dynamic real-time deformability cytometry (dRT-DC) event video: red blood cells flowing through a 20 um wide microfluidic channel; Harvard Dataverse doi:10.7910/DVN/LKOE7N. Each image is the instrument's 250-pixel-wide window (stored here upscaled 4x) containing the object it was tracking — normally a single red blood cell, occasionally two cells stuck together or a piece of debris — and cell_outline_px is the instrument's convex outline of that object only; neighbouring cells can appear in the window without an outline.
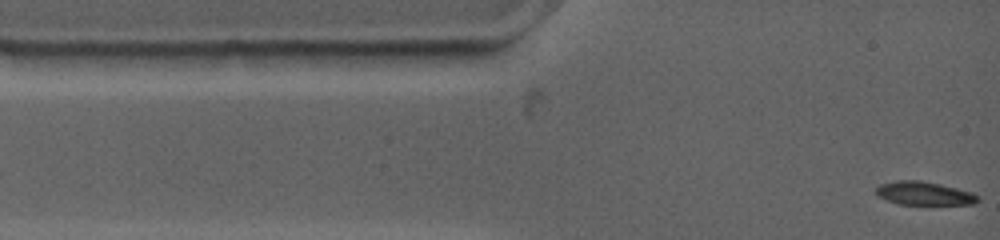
{"species": "common noctule bat (a hibernating species)", "species_latin": "Nyctalus noctula", "temperature_condition": "warm", "stored_images_in_passage": 6, "camera_frame_rate_fps": 4500, "um_per_image_px": 0.085, "animal": {"sex": "female", "body_mass_g": 19.0, "forearm_length_mm": 53.3}, "frame": {"image": 1, "passage_image": 1, "time_ms": 0.0, "image_size_px": [1000, 240], "cell_outline_px": [[980, 200], [976, 204], [900, 204], [876, 196], [876, 188], [880, 184], [896, 180], [920, 180], [940, 184], [972, 192], [980, 196]], "centroid_in_image_um": [78.57, 16.43], "position_along_channel_um": 6.4, "area_um2": 13.93}}
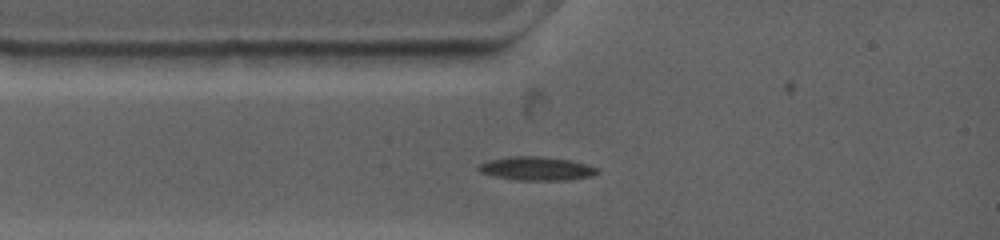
{"frame": {"image": 2, "passage_image": 4, "time_ms": 2.0, "image_size_px": [1000, 240], "cell_outline_px": [[600, 172], [592, 176], [564, 180], [512, 180], [480, 172], [476, 168], [480, 164], [488, 160], [508, 156], [540, 156], [572, 160], [588, 164], [600, 168]], "centroid_in_image_um": [45.64, 14.32], "position_along_channel_um": 39.4, "area_um2": 16.59}}